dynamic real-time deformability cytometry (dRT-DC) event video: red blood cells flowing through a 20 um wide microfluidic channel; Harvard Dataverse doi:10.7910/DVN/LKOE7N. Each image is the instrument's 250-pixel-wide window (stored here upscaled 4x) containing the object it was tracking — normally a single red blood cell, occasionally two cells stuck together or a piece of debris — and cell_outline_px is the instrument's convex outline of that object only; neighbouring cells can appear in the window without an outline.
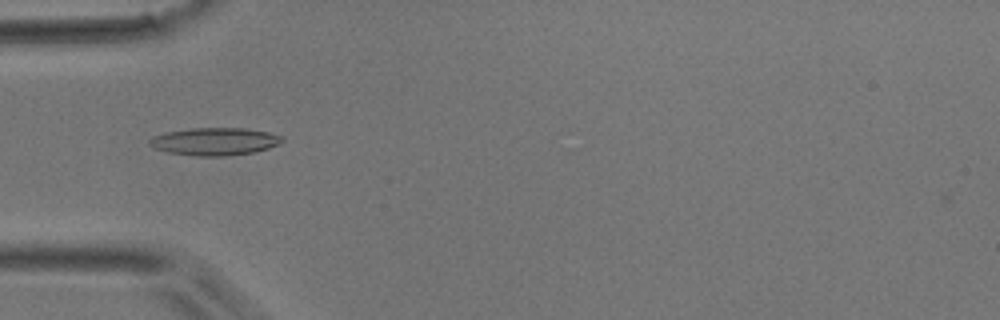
{"species": "common noctule bat (a hibernating species)", "species_latin": "Nyctalus noctula", "temperature_condition": "room temperature", "stored_images_in_passage": 36, "camera_frame_rate_fps": 3000, "um_per_image_px": 0.085, "animal": {"sex": "male", "body_mass_g": 17.9}, "frame": {"image": 1, "passage_image": 2, "time_ms": 0.333, "image_size_px": [1000, 320], "cell_outline_px": [[284, 140], [280, 144], [268, 148], [252, 152], [224, 156], [196, 156], [168, 152], [156, 148], [148, 144], [148, 140], [152, 136], [168, 132], [192, 128], [244, 128], [268, 132], [284, 136]], "centroid_in_image_um": [18.27, 12.02], "position_along_channel_um": 66.7, "area_um2": 21.27}}
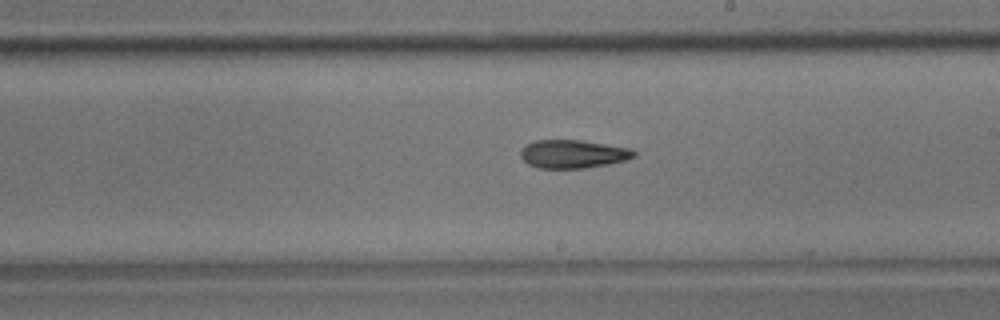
{"frame": {"image": 2, "passage_image": 15, "time_ms": 4.667, "image_size_px": [1000, 320], "cell_outline_px": [[636, 156], [624, 160], [608, 164], [584, 168], [536, 168], [528, 164], [520, 156], [520, 148], [524, 144], [536, 140], [580, 140], [632, 148], [636, 152]], "centroid_in_image_um": [48.67, 13.08], "position_along_channel_um": 240.3, "area_um2": 18.84}}
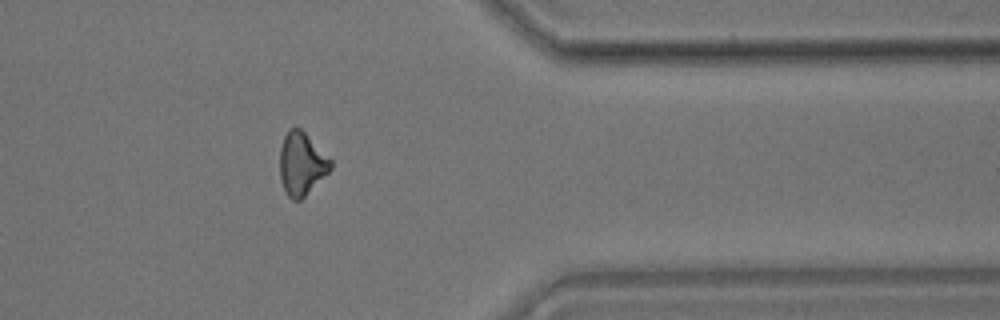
{"frame": {"image": 3, "passage_image": 27, "time_ms": 8.667, "image_size_px": [1000, 320], "cell_outline_px": [[332, 168], [300, 200], [292, 200], [288, 196], [280, 180], [280, 148], [284, 136], [288, 128], [300, 128], [332, 160]], "centroid_in_image_um": [25.62, 13.91], "position_along_channel_um": 385.8, "area_um2": 18.38}}